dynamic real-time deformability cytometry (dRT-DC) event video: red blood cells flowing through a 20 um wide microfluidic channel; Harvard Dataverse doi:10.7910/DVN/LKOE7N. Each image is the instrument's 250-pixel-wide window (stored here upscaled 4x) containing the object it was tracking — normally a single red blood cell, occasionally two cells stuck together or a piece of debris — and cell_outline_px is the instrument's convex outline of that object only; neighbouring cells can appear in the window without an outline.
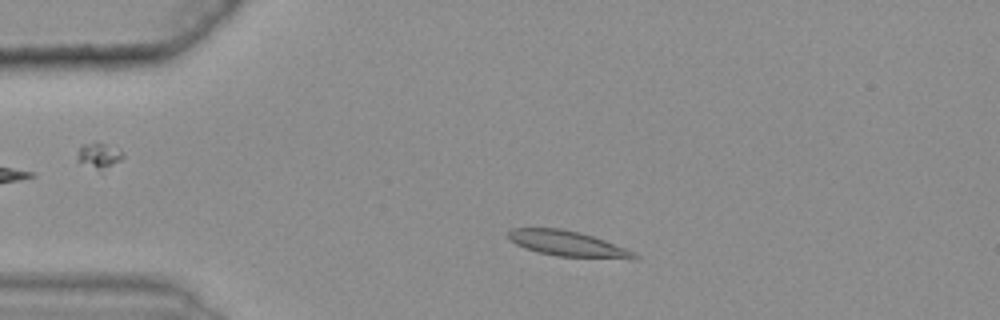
{"species": "common noctule bat (a hibernating species)", "species_latin": "Nyctalus noctula", "temperature_condition": "warm", "stored_images_in_passage": 41, "camera_frame_rate_fps": 3000, "um_per_image_px": 0.085, "animal": {"sex": "female", "body_mass_g": 25.1}, "frame": {"image": 1, "passage_image": 7, "time_ms": 2.0, "image_size_px": [1000, 320], "cell_outline_px": [[640, 256], [636, 260], [628, 260], [556, 256], [540, 252], [516, 244], [508, 236], [508, 232], [512, 228], [560, 228], [580, 232], [604, 240], [636, 252]], "centroid_in_image_um": [48.38, 20.74], "position_along_channel_um": 36.6, "area_um2": 18.84}}
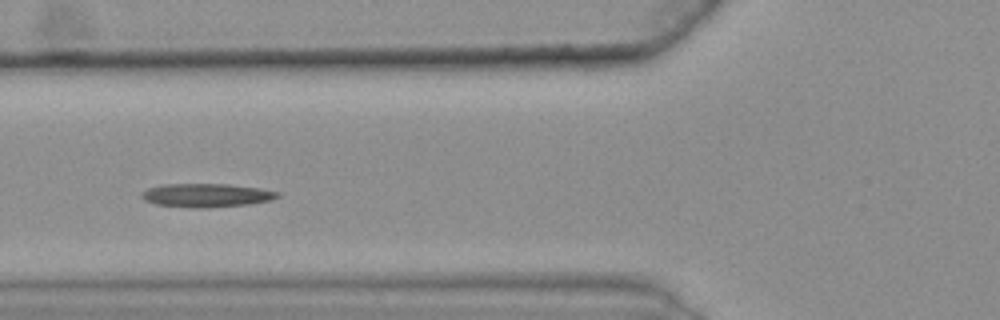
{"frame": {"image": 2, "passage_image": 16, "time_ms": 5.0, "image_size_px": [1000, 320], "cell_outline_px": [[280, 196], [272, 200], [248, 204], [208, 208], [192, 208], [156, 204], [144, 200], [140, 196], [140, 192], [148, 188], [160, 184], [228, 184], [260, 188], [280, 192]], "centroid_in_image_um": [17.53, 16.6], "position_along_channel_um": 108.3, "area_um2": 18.9}}
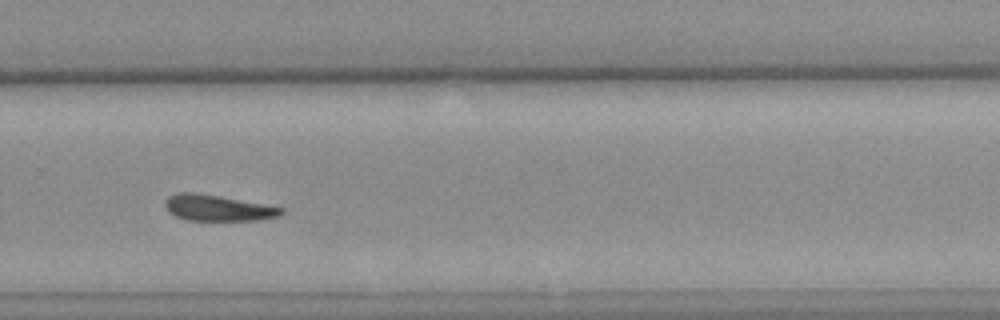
{"frame": {"image": 3, "passage_image": 33, "time_ms": 10.667, "image_size_px": [1000, 320], "cell_outline_px": [[284, 212], [280, 216], [260, 220], [188, 220], [176, 216], [168, 212], [164, 204], [168, 196], [180, 192], [196, 192], [220, 196], [264, 204], [284, 208]], "centroid_in_image_um": [18.51, 17.67], "position_along_channel_um": 311.3, "area_um2": 17.63}, "authors_computed_cell_mechanics": {"area_um2": 18.0336, "velocity_mm_per_s": 3.5855, "shape_relaxation_time_tau1_ms": 8.9089, "shape_relaxation_time_tau2_ms": null, "deformation_change_tau1": 0.2111, "deformation_change_tau2": null}}